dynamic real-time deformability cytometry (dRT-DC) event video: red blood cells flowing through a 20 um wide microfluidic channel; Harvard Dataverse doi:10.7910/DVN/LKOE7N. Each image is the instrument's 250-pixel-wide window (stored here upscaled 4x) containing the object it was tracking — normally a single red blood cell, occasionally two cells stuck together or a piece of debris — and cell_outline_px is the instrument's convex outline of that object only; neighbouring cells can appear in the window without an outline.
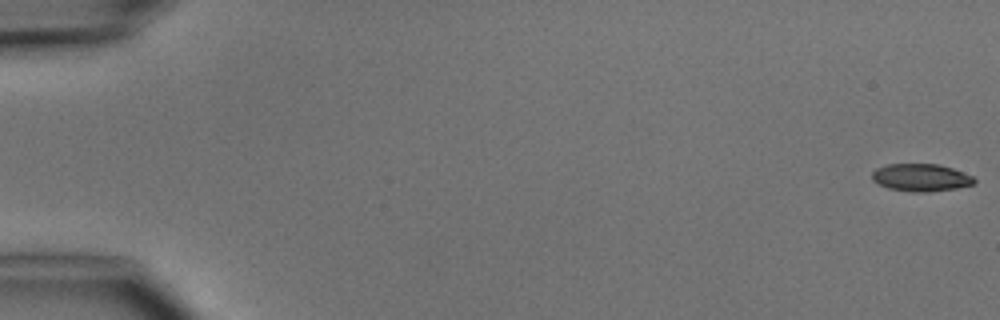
{"species": "common noctule bat (a hibernating species)", "species_latin": "Nyctalus noctula", "temperature_condition": "cold", "stored_images_in_passage": 5, "camera_frame_rate_fps": 3000, "um_per_image_px": 0.085, "animal": {"sex": "male", "body_mass_g": 15.6}, "frame": {"image": 1, "passage_image": 1, "time_ms": 0.0, "image_size_px": [1000, 320], "cell_outline_px": [[976, 184], [956, 188], [928, 192], [912, 192], [888, 188], [872, 180], [872, 172], [876, 168], [888, 164], [936, 164], [952, 168], [972, 176], [976, 180]], "centroid_in_image_um": [78.28, 15.09], "position_along_channel_um": 6.7, "area_um2": 16.36}}
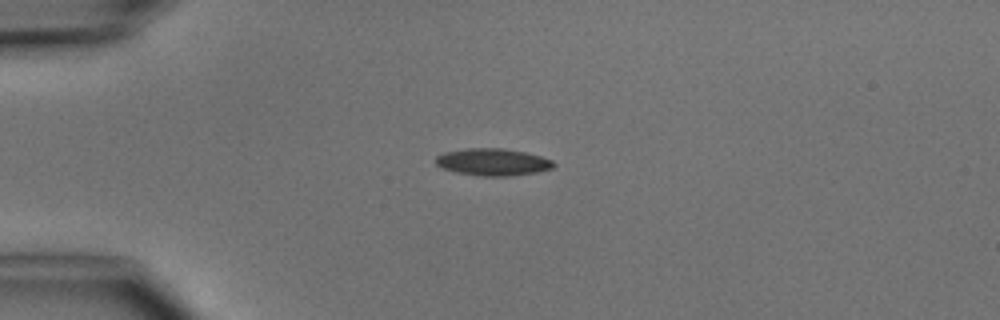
{"frame": {"image": 2, "passage_image": 4, "time_ms": 4.0, "image_size_px": [1000, 320], "cell_outline_px": [[556, 164], [552, 168], [536, 172], [508, 176], [480, 176], [456, 172], [444, 168], [436, 164], [436, 156], [444, 152], [464, 148], [500, 148], [524, 152], [540, 156], [552, 160]], "centroid_in_image_um": [41.87, 13.77], "position_along_channel_um": 43.1, "area_um2": 18.5}}